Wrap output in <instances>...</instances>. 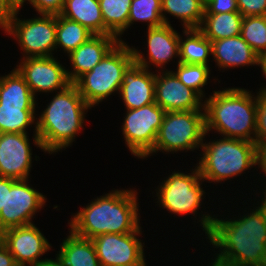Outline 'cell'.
Listing matches in <instances>:
<instances>
[{
	"label": "cell",
	"instance_id": "cell-3",
	"mask_svg": "<svg viewBox=\"0 0 266 266\" xmlns=\"http://www.w3.org/2000/svg\"><path fill=\"white\" fill-rule=\"evenodd\" d=\"M206 99V100H205ZM204 99L205 129L222 137L255 142L257 95L245 88H225Z\"/></svg>",
	"mask_w": 266,
	"mask_h": 266
},
{
	"label": "cell",
	"instance_id": "cell-11",
	"mask_svg": "<svg viewBox=\"0 0 266 266\" xmlns=\"http://www.w3.org/2000/svg\"><path fill=\"white\" fill-rule=\"evenodd\" d=\"M28 179H17L7 188L5 208L0 211V233L7 229L33 224L32 218L46 205L47 198ZM39 210V211H38Z\"/></svg>",
	"mask_w": 266,
	"mask_h": 266
},
{
	"label": "cell",
	"instance_id": "cell-13",
	"mask_svg": "<svg viewBox=\"0 0 266 266\" xmlns=\"http://www.w3.org/2000/svg\"><path fill=\"white\" fill-rule=\"evenodd\" d=\"M57 59L54 56L21 58L16 66L34 96L39 92L56 93L71 84L66 67Z\"/></svg>",
	"mask_w": 266,
	"mask_h": 266
},
{
	"label": "cell",
	"instance_id": "cell-32",
	"mask_svg": "<svg viewBox=\"0 0 266 266\" xmlns=\"http://www.w3.org/2000/svg\"><path fill=\"white\" fill-rule=\"evenodd\" d=\"M177 63L176 71H172L176 77L187 87L194 90L204 99V86L207 85L210 73L209 66L203 64H183Z\"/></svg>",
	"mask_w": 266,
	"mask_h": 266
},
{
	"label": "cell",
	"instance_id": "cell-27",
	"mask_svg": "<svg viewBox=\"0 0 266 266\" xmlns=\"http://www.w3.org/2000/svg\"><path fill=\"white\" fill-rule=\"evenodd\" d=\"M242 20L240 12L204 14L199 30L210 41L235 37L241 34Z\"/></svg>",
	"mask_w": 266,
	"mask_h": 266
},
{
	"label": "cell",
	"instance_id": "cell-31",
	"mask_svg": "<svg viewBox=\"0 0 266 266\" xmlns=\"http://www.w3.org/2000/svg\"><path fill=\"white\" fill-rule=\"evenodd\" d=\"M241 37L261 57L266 54V16H245Z\"/></svg>",
	"mask_w": 266,
	"mask_h": 266
},
{
	"label": "cell",
	"instance_id": "cell-25",
	"mask_svg": "<svg viewBox=\"0 0 266 266\" xmlns=\"http://www.w3.org/2000/svg\"><path fill=\"white\" fill-rule=\"evenodd\" d=\"M163 22L170 25L167 14L180 19L184 29H199L205 7L198 0H161ZM167 13V14H166Z\"/></svg>",
	"mask_w": 266,
	"mask_h": 266
},
{
	"label": "cell",
	"instance_id": "cell-40",
	"mask_svg": "<svg viewBox=\"0 0 266 266\" xmlns=\"http://www.w3.org/2000/svg\"><path fill=\"white\" fill-rule=\"evenodd\" d=\"M257 167L258 169L260 168V170L263 171V177L266 176V143H263L261 145L257 146ZM265 174V176H264ZM266 179V178H264ZM266 184V183H265ZM264 189L266 190V185L264 187Z\"/></svg>",
	"mask_w": 266,
	"mask_h": 266
},
{
	"label": "cell",
	"instance_id": "cell-19",
	"mask_svg": "<svg viewBox=\"0 0 266 266\" xmlns=\"http://www.w3.org/2000/svg\"><path fill=\"white\" fill-rule=\"evenodd\" d=\"M119 42L114 35H93L69 55L71 71L66 69L70 83L92 70L105 55Z\"/></svg>",
	"mask_w": 266,
	"mask_h": 266
},
{
	"label": "cell",
	"instance_id": "cell-2",
	"mask_svg": "<svg viewBox=\"0 0 266 266\" xmlns=\"http://www.w3.org/2000/svg\"><path fill=\"white\" fill-rule=\"evenodd\" d=\"M137 190H111L95 198L70 218L69 230L75 235L93 239L107 234H128L140 227Z\"/></svg>",
	"mask_w": 266,
	"mask_h": 266
},
{
	"label": "cell",
	"instance_id": "cell-4",
	"mask_svg": "<svg viewBox=\"0 0 266 266\" xmlns=\"http://www.w3.org/2000/svg\"><path fill=\"white\" fill-rule=\"evenodd\" d=\"M91 107L86 103L74 83L58 91L36 117V133L43 151L56 154L68 148L84 127L85 115ZM86 111V112H85Z\"/></svg>",
	"mask_w": 266,
	"mask_h": 266
},
{
	"label": "cell",
	"instance_id": "cell-12",
	"mask_svg": "<svg viewBox=\"0 0 266 266\" xmlns=\"http://www.w3.org/2000/svg\"><path fill=\"white\" fill-rule=\"evenodd\" d=\"M139 235H142L141 227L128 234L107 233L91 239L100 265L133 266L146 258L145 244L137 238Z\"/></svg>",
	"mask_w": 266,
	"mask_h": 266
},
{
	"label": "cell",
	"instance_id": "cell-15",
	"mask_svg": "<svg viewBox=\"0 0 266 266\" xmlns=\"http://www.w3.org/2000/svg\"><path fill=\"white\" fill-rule=\"evenodd\" d=\"M147 30L148 55L145 57V53L136 49L135 46H132L134 62L143 66L145 69H149L151 65H153L154 67L156 66V68H160L159 71H168V69L165 68V64H168L173 58L178 57L177 59L179 60L180 34L171 24L147 28Z\"/></svg>",
	"mask_w": 266,
	"mask_h": 266
},
{
	"label": "cell",
	"instance_id": "cell-36",
	"mask_svg": "<svg viewBox=\"0 0 266 266\" xmlns=\"http://www.w3.org/2000/svg\"><path fill=\"white\" fill-rule=\"evenodd\" d=\"M239 12L237 0H211L205 6L204 14Z\"/></svg>",
	"mask_w": 266,
	"mask_h": 266
},
{
	"label": "cell",
	"instance_id": "cell-43",
	"mask_svg": "<svg viewBox=\"0 0 266 266\" xmlns=\"http://www.w3.org/2000/svg\"><path fill=\"white\" fill-rule=\"evenodd\" d=\"M19 8H22L24 3L28 0H12Z\"/></svg>",
	"mask_w": 266,
	"mask_h": 266
},
{
	"label": "cell",
	"instance_id": "cell-28",
	"mask_svg": "<svg viewBox=\"0 0 266 266\" xmlns=\"http://www.w3.org/2000/svg\"><path fill=\"white\" fill-rule=\"evenodd\" d=\"M94 34L80 23L56 15V50L61 47L69 55Z\"/></svg>",
	"mask_w": 266,
	"mask_h": 266
},
{
	"label": "cell",
	"instance_id": "cell-34",
	"mask_svg": "<svg viewBox=\"0 0 266 266\" xmlns=\"http://www.w3.org/2000/svg\"><path fill=\"white\" fill-rule=\"evenodd\" d=\"M239 12L245 16H266V0H237Z\"/></svg>",
	"mask_w": 266,
	"mask_h": 266
},
{
	"label": "cell",
	"instance_id": "cell-8",
	"mask_svg": "<svg viewBox=\"0 0 266 266\" xmlns=\"http://www.w3.org/2000/svg\"><path fill=\"white\" fill-rule=\"evenodd\" d=\"M21 8L1 25L6 34L17 40L22 58L53 56L56 50V15L40 14L35 18L19 19Z\"/></svg>",
	"mask_w": 266,
	"mask_h": 266
},
{
	"label": "cell",
	"instance_id": "cell-29",
	"mask_svg": "<svg viewBox=\"0 0 266 266\" xmlns=\"http://www.w3.org/2000/svg\"><path fill=\"white\" fill-rule=\"evenodd\" d=\"M132 0H99L105 27L116 36L119 41L128 29V17Z\"/></svg>",
	"mask_w": 266,
	"mask_h": 266
},
{
	"label": "cell",
	"instance_id": "cell-46",
	"mask_svg": "<svg viewBox=\"0 0 266 266\" xmlns=\"http://www.w3.org/2000/svg\"><path fill=\"white\" fill-rule=\"evenodd\" d=\"M198 1L202 3L205 7L211 0H198Z\"/></svg>",
	"mask_w": 266,
	"mask_h": 266
},
{
	"label": "cell",
	"instance_id": "cell-21",
	"mask_svg": "<svg viewBox=\"0 0 266 266\" xmlns=\"http://www.w3.org/2000/svg\"><path fill=\"white\" fill-rule=\"evenodd\" d=\"M59 15L80 23L94 35H113L104 25L99 0H64Z\"/></svg>",
	"mask_w": 266,
	"mask_h": 266
},
{
	"label": "cell",
	"instance_id": "cell-42",
	"mask_svg": "<svg viewBox=\"0 0 266 266\" xmlns=\"http://www.w3.org/2000/svg\"><path fill=\"white\" fill-rule=\"evenodd\" d=\"M55 258L56 259H48L46 262H43L39 266H65L59 258Z\"/></svg>",
	"mask_w": 266,
	"mask_h": 266
},
{
	"label": "cell",
	"instance_id": "cell-39",
	"mask_svg": "<svg viewBox=\"0 0 266 266\" xmlns=\"http://www.w3.org/2000/svg\"><path fill=\"white\" fill-rule=\"evenodd\" d=\"M0 266H17L13 255L0 240Z\"/></svg>",
	"mask_w": 266,
	"mask_h": 266
},
{
	"label": "cell",
	"instance_id": "cell-9",
	"mask_svg": "<svg viewBox=\"0 0 266 266\" xmlns=\"http://www.w3.org/2000/svg\"><path fill=\"white\" fill-rule=\"evenodd\" d=\"M202 182L197 166L191 169V173L172 171L155 189L157 203L172 214L197 215L206 193Z\"/></svg>",
	"mask_w": 266,
	"mask_h": 266
},
{
	"label": "cell",
	"instance_id": "cell-37",
	"mask_svg": "<svg viewBox=\"0 0 266 266\" xmlns=\"http://www.w3.org/2000/svg\"><path fill=\"white\" fill-rule=\"evenodd\" d=\"M19 9L12 0H0V29L2 23Z\"/></svg>",
	"mask_w": 266,
	"mask_h": 266
},
{
	"label": "cell",
	"instance_id": "cell-45",
	"mask_svg": "<svg viewBox=\"0 0 266 266\" xmlns=\"http://www.w3.org/2000/svg\"><path fill=\"white\" fill-rule=\"evenodd\" d=\"M262 190H263V193H262V194H263L264 196L261 195L260 197H262L261 200H262L263 203L266 205V190H264L263 188H262ZM263 197H264V198H263Z\"/></svg>",
	"mask_w": 266,
	"mask_h": 266
},
{
	"label": "cell",
	"instance_id": "cell-6",
	"mask_svg": "<svg viewBox=\"0 0 266 266\" xmlns=\"http://www.w3.org/2000/svg\"><path fill=\"white\" fill-rule=\"evenodd\" d=\"M134 62L132 46L119 41L96 64L91 71L82 75L74 84L80 95L92 108L117 92L123 82V74Z\"/></svg>",
	"mask_w": 266,
	"mask_h": 266
},
{
	"label": "cell",
	"instance_id": "cell-44",
	"mask_svg": "<svg viewBox=\"0 0 266 266\" xmlns=\"http://www.w3.org/2000/svg\"><path fill=\"white\" fill-rule=\"evenodd\" d=\"M146 259L144 258L142 261H140L139 263H137L136 265H133V266H147L146 264Z\"/></svg>",
	"mask_w": 266,
	"mask_h": 266
},
{
	"label": "cell",
	"instance_id": "cell-1",
	"mask_svg": "<svg viewBox=\"0 0 266 266\" xmlns=\"http://www.w3.org/2000/svg\"><path fill=\"white\" fill-rule=\"evenodd\" d=\"M259 201L255 209L237 219L199 216L206 238L220 251L208 266H266V205Z\"/></svg>",
	"mask_w": 266,
	"mask_h": 266
},
{
	"label": "cell",
	"instance_id": "cell-30",
	"mask_svg": "<svg viewBox=\"0 0 266 266\" xmlns=\"http://www.w3.org/2000/svg\"><path fill=\"white\" fill-rule=\"evenodd\" d=\"M147 22V28L164 25L161 0H132L128 17V29L134 22Z\"/></svg>",
	"mask_w": 266,
	"mask_h": 266
},
{
	"label": "cell",
	"instance_id": "cell-23",
	"mask_svg": "<svg viewBox=\"0 0 266 266\" xmlns=\"http://www.w3.org/2000/svg\"><path fill=\"white\" fill-rule=\"evenodd\" d=\"M36 106L0 105V133H27L29 126L35 125L33 143L43 151L36 133Z\"/></svg>",
	"mask_w": 266,
	"mask_h": 266
},
{
	"label": "cell",
	"instance_id": "cell-38",
	"mask_svg": "<svg viewBox=\"0 0 266 266\" xmlns=\"http://www.w3.org/2000/svg\"><path fill=\"white\" fill-rule=\"evenodd\" d=\"M15 180L14 178L0 177V211L6 206L7 188H11Z\"/></svg>",
	"mask_w": 266,
	"mask_h": 266
},
{
	"label": "cell",
	"instance_id": "cell-22",
	"mask_svg": "<svg viewBox=\"0 0 266 266\" xmlns=\"http://www.w3.org/2000/svg\"><path fill=\"white\" fill-rule=\"evenodd\" d=\"M56 257L65 266H101L92 240L77 236L71 230Z\"/></svg>",
	"mask_w": 266,
	"mask_h": 266
},
{
	"label": "cell",
	"instance_id": "cell-14",
	"mask_svg": "<svg viewBox=\"0 0 266 266\" xmlns=\"http://www.w3.org/2000/svg\"><path fill=\"white\" fill-rule=\"evenodd\" d=\"M0 240L13 255L17 266H39L48 260L40 257L52 248L34 223L7 229L0 233Z\"/></svg>",
	"mask_w": 266,
	"mask_h": 266
},
{
	"label": "cell",
	"instance_id": "cell-7",
	"mask_svg": "<svg viewBox=\"0 0 266 266\" xmlns=\"http://www.w3.org/2000/svg\"><path fill=\"white\" fill-rule=\"evenodd\" d=\"M206 135L203 110L165 112L153 150L145 158L159 151L174 154L197 150Z\"/></svg>",
	"mask_w": 266,
	"mask_h": 266
},
{
	"label": "cell",
	"instance_id": "cell-20",
	"mask_svg": "<svg viewBox=\"0 0 266 266\" xmlns=\"http://www.w3.org/2000/svg\"><path fill=\"white\" fill-rule=\"evenodd\" d=\"M212 57L217 67L227 70L244 66H260V56L241 37L211 41Z\"/></svg>",
	"mask_w": 266,
	"mask_h": 266
},
{
	"label": "cell",
	"instance_id": "cell-24",
	"mask_svg": "<svg viewBox=\"0 0 266 266\" xmlns=\"http://www.w3.org/2000/svg\"><path fill=\"white\" fill-rule=\"evenodd\" d=\"M183 34L179 36V60L183 64H203L208 63L212 55L211 41L204 36L199 29H183Z\"/></svg>",
	"mask_w": 266,
	"mask_h": 266
},
{
	"label": "cell",
	"instance_id": "cell-16",
	"mask_svg": "<svg viewBox=\"0 0 266 266\" xmlns=\"http://www.w3.org/2000/svg\"><path fill=\"white\" fill-rule=\"evenodd\" d=\"M155 74V103L165 112L204 110V100L170 70Z\"/></svg>",
	"mask_w": 266,
	"mask_h": 266
},
{
	"label": "cell",
	"instance_id": "cell-17",
	"mask_svg": "<svg viewBox=\"0 0 266 266\" xmlns=\"http://www.w3.org/2000/svg\"><path fill=\"white\" fill-rule=\"evenodd\" d=\"M28 133H0V177L28 179L32 147Z\"/></svg>",
	"mask_w": 266,
	"mask_h": 266
},
{
	"label": "cell",
	"instance_id": "cell-10",
	"mask_svg": "<svg viewBox=\"0 0 266 266\" xmlns=\"http://www.w3.org/2000/svg\"><path fill=\"white\" fill-rule=\"evenodd\" d=\"M165 111L156 103L138 109H126L122 135L134 157L145 159L153 150Z\"/></svg>",
	"mask_w": 266,
	"mask_h": 266
},
{
	"label": "cell",
	"instance_id": "cell-33",
	"mask_svg": "<svg viewBox=\"0 0 266 266\" xmlns=\"http://www.w3.org/2000/svg\"><path fill=\"white\" fill-rule=\"evenodd\" d=\"M266 143V91L259 89L257 93V119L255 144Z\"/></svg>",
	"mask_w": 266,
	"mask_h": 266
},
{
	"label": "cell",
	"instance_id": "cell-18",
	"mask_svg": "<svg viewBox=\"0 0 266 266\" xmlns=\"http://www.w3.org/2000/svg\"><path fill=\"white\" fill-rule=\"evenodd\" d=\"M119 95L125 109L155 103V72L133 62L123 74Z\"/></svg>",
	"mask_w": 266,
	"mask_h": 266
},
{
	"label": "cell",
	"instance_id": "cell-26",
	"mask_svg": "<svg viewBox=\"0 0 266 266\" xmlns=\"http://www.w3.org/2000/svg\"><path fill=\"white\" fill-rule=\"evenodd\" d=\"M36 99L15 67L7 75L0 76V105L38 106Z\"/></svg>",
	"mask_w": 266,
	"mask_h": 266
},
{
	"label": "cell",
	"instance_id": "cell-41",
	"mask_svg": "<svg viewBox=\"0 0 266 266\" xmlns=\"http://www.w3.org/2000/svg\"><path fill=\"white\" fill-rule=\"evenodd\" d=\"M260 67H261V71L263 73V77L266 79V54L262 55L260 57ZM261 90L266 91V86L262 85Z\"/></svg>",
	"mask_w": 266,
	"mask_h": 266
},
{
	"label": "cell",
	"instance_id": "cell-35",
	"mask_svg": "<svg viewBox=\"0 0 266 266\" xmlns=\"http://www.w3.org/2000/svg\"><path fill=\"white\" fill-rule=\"evenodd\" d=\"M27 3L31 4L39 15H59L62 11L64 0H28Z\"/></svg>",
	"mask_w": 266,
	"mask_h": 266
},
{
	"label": "cell",
	"instance_id": "cell-5",
	"mask_svg": "<svg viewBox=\"0 0 266 266\" xmlns=\"http://www.w3.org/2000/svg\"><path fill=\"white\" fill-rule=\"evenodd\" d=\"M202 155L196 166L201 178L208 183H221L239 177L256 166L257 145L242 139L221 137L203 142Z\"/></svg>",
	"mask_w": 266,
	"mask_h": 266
}]
</instances>
